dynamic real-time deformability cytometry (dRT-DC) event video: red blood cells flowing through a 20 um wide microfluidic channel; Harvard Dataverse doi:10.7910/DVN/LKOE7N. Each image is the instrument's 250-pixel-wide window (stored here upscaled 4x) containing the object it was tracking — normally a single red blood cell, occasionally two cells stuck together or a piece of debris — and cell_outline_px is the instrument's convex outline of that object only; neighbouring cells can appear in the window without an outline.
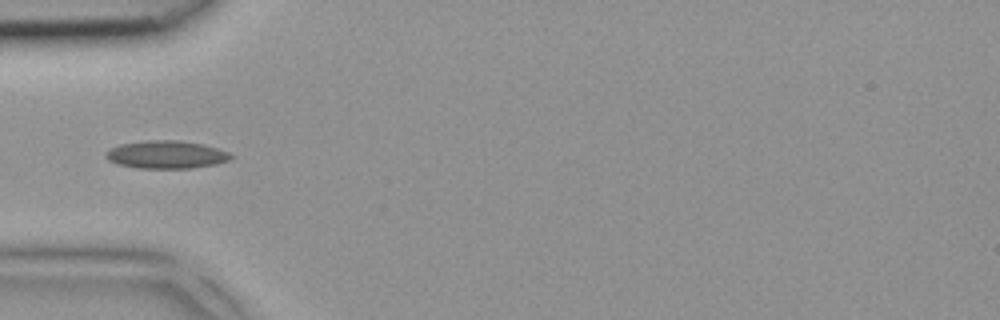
{"species": "common noctule bat (a hibernating species)", "species_latin": "Nyctalus noctula", "temperature_condition": "room temperature", "stored_images_in_passage": 5, "camera_frame_rate_fps": 3000, "um_per_image_px": 0.085, "animal": {"sex": "female", "body_mass_g": 18.4}, "frame": {"image": 1, "passage_image": 4, "time_ms": 1.0, "image_size_px": [1000, 320], "cell_outline_px": [[232, 156], [228, 160], [216, 164], [192, 168], [140, 168], [116, 164], [108, 160], [104, 156], [112, 148], [120, 144], [148, 140], [180, 140], [204, 144], [228, 152]], "centroid_in_image_um": [14.13, 13.14], "position_along_channel_um": 70.9, "area_um2": 20.17}}